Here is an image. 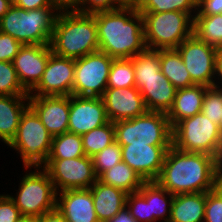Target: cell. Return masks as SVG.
<instances>
[{"label": "cell", "mask_w": 222, "mask_h": 222, "mask_svg": "<svg viewBox=\"0 0 222 222\" xmlns=\"http://www.w3.org/2000/svg\"><path fill=\"white\" fill-rule=\"evenodd\" d=\"M155 181L173 195L208 192L222 182V163L209 154L171 146Z\"/></svg>", "instance_id": "1"}, {"label": "cell", "mask_w": 222, "mask_h": 222, "mask_svg": "<svg viewBox=\"0 0 222 222\" xmlns=\"http://www.w3.org/2000/svg\"><path fill=\"white\" fill-rule=\"evenodd\" d=\"M99 51L114 59L132 58L147 49L143 17L139 11L116 9L93 14Z\"/></svg>", "instance_id": "2"}, {"label": "cell", "mask_w": 222, "mask_h": 222, "mask_svg": "<svg viewBox=\"0 0 222 222\" xmlns=\"http://www.w3.org/2000/svg\"><path fill=\"white\" fill-rule=\"evenodd\" d=\"M50 46L54 54L72 59L99 51L95 16L73 10H60Z\"/></svg>", "instance_id": "3"}, {"label": "cell", "mask_w": 222, "mask_h": 222, "mask_svg": "<svg viewBox=\"0 0 222 222\" xmlns=\"http://www.w3.org/2000/svg\"><path fill=\"white\" fill-rule=\"evenodd\" d=\"M59 11L58 7L25 10L13 4L0 19V32L22 45L50 44Z\"/></svg>", "instance_id": "4"}, {"label": "cell", "mask_w": 222, "mask_h": 222, "mask_svg": "<svg viewBox=\"0 0 222 222\" xmlns=\"http://www.w3.org/2000/svg\"><path fill=\"white\" fill-rule=\"evenodd\" d=\"M147 49H176L193 34V18L185 12H140Z\"/></svg>", "instance_id": "5"}, {"label": "cell", "mask_w": 222, "mask_h": 222, "mask_svg": "<svg viewBox=\"0 0 222 222\" xmlns=\"http://www.w3.org/2000/svg\"><path fill=\"white\" fill-rule=\"evenodd\" d=\"M172 146L186 152L206 153L222 163V134L219 125L202 112L172 127Z\"/></svg>", "instance_id": "6"}, {"label": "cell", "mask_w": 222, "mask_h": 222, "mask_svg": "<svg viewBox=\"0 0 222 222\" xmlns=\"http://www.w3.org/2000/svg\"><path fill=\"white\" fill-rule=\"evenodd\" d=\"M52 139L38 115L28 106L21 115L14 138L7 146L19 153L24 168H41L46 165Z\"/></svg>", "instance_id": "7"}, {"label": "cell", "mask_w": 222, "mask_h": 222, "mask_svg": "<svg viewBox=\"0 0 222 222\" xmlns=\"http://www.w3.org/2000/svg\"><path fill=\"white\" fill-rule=\"evenodd\" d=\"M115 141L123 145L172 146V127L167 114L147 111L133 119L114 123Z\"/></svg>", "instance_id": "8"}, {"label": "cell", "mask_w": 222, "mask_h": 222, "mask_svg": "<svg viewBox=\"0 0 222 222\" xmlns=\"http://www.w3.org/2000/svg\"><path fill=\"white\" fill-rule=\"evenodd\" d=\"M29 169V171H28ZM25 168L17 195H9L21 215L41 217L56 209L57 191L47 171L41 167ZM28 172V173H27Z\"/></svg>", "instance_id": "9"}, {"label": "cell", "mask_w": 222, "mask_h": 222, "mask_svg": "<svg viewBox=\"0 0 222 222\" xmlns=\"http://www.w3.org/2000/svg\"><path fill=\"white\" fill-rule=\"evenodd\" d=\"M114 58L97 51L75 59L72 95L102 97Z\"/></svg>", "instance_id": "10"}, {"label": "cell", "mask_w": 222, "mask_h": 222, "mask_svg": "<svg viewBox=\"0 0 222 222\" xmlns=\"http://www.w3.org/2000/svg\"><path fill=\"white\" fill-rule=\"evenodd\" d=\"M43 168L57 193L68 189H89L98 180L93 160L86 155L72 159H47Z\"/></svg>", "instance_id": "11"}, {"label": "cell", "mask_w": 222, "mask_h": 222, "mask_svg": "<svg viewBox=\"0 0 222 222\" xmlns=\"http://www.w3.org/2000/svg\"><path fill=\"white\" fill-rule=\"evenodd\" d=\"M176 49L195 85L214 86L217 48L192 34Z\"/></svg>", "instance_id": "12"}, {"label": "cell", "mask_w": 222, "mask_h": 222, "mask_svg": "<svg viewBox=\"0 0 222 222\" xmlns=\"http://www.w3.org/2000/svg\"><path fill=\"white\" fill-rule=\"evenodd\" d=\"M75 73V59L50 54L38 85L29 96H70Z\"/></svg>", "instance_id": "13"}, {"label": "cell", "mask_w": 222, "mask_h": 222, "mask_svg": "<svg viewBox=\"0 0 222 222\" xmlns=\"http://www.w3.org/2000/svg\"><path fill=\"white\" fill-rule=\"evenodd\" d=\"M108 122L101 97L70 95L68 132L83 135Z\"/></svg>", "instance_id": "14"}, {"label": "cell", "mask_w": 222, "mask_h": 222, "mask_svg": "<svg viewBox=\"0 0 222 222\" xmlns=\"http://www.w3.org/2000/svg\"><path fill=\"white\" fill-rule=\"evenodd\" d=\"M51 53L50 44L23 45L13 59L18 79L28 93L41 80Z\"/></svg>", "instance_id": "15"}, {"label": "cell", "mask_w": 222, "mask_h": 222, "mask_svg": "<svg viewBox=\"0 0 222 222\" xmlns=\"http://www.w3.org/2000/svg\"><path fill=\"white\" fill-rule=\"evenodd\" d=\"M101 98L105 105L106 115L113 123L133 119L148 111L136 87L106 88Z\"/></svg>", "instance_id": "16"}, {"label": "cell", "mask_w": 222, "mask_h": 222, "mask_svg": "<svg viewBox=\"0 0 222 222\" xmlns=\"http://www.w3.org/2000/svg\"><path fill=\"white\" fill-rule=\"evenodd\" d=\"M171 146L123 145L122 161L137 172L144 181H155Z\"/></svg>", "instance_id": "17"}, {"label": "cell", "mask_w": 222, "mask_h": 222, "mask_svg": "<svg viewBox=\"0 0 222 222\" xmlns=\"http://www.w3.org/2000/svg\"><path fill=\"white\" fill-rule=\"evenodd\" d=\"M29 106L53 137L68 132L70 96H29Z\"/></svg>", "instance_id": "18"}, {"label": "cell", "mask_w": 222, "mask_h": 222, "mask_svg": "<svg viewBox=\"0 0 222 222\" xmlns=\"http://www.w3.org/2000/svg\"><path fill=\"white\" fill-rule=\"evenodd\" d=\"M56 208L67 222H99L90 189H68L58 192Z\"/></svg>", "instance_id": "19"}, {"label": "cell", "mask_w": 222, "mask_h": 222, "mask_svg": "<svg viewBox=\"0 0 222 222\" xmlns=\"http://www.w3.org/2000/svg\"><path fill=\"white\" fill-rule=\"evenodd\" d=\"M135 87L140 91L148 111L169 112L177 89L161 70L150 79H135Z\"/></svg>", "instance_id": "20"}, {"label": "cell", "mask_w": 222, "mask_h": 222, "mask_svg": "<svg viewBox=\"0 0 222 222\" xmlns=\"http://www.w3.org/2000/svg\"><path fill=\"white\" fill-rule=\"evenodd\" d=\"M99 222H107L126 207L127 193L97 180L90 188Z\"/></svg>", "instance_id": "21"}, {"label": "cell", "mask_w": 222, "mask_h": 222, "mask_svg": "<svg viewBox=\"0 0 222 222\" xmlns=\"http://www.w3.org/2000/svg\"><path fill=\"white\" fill-rule=\"evenodd\" d=\"M29 106V95H0V140L8 145L14 138L22 113Z\"/></svg>", "instance_id": "22"}, {"label": "cell", "mask_w": 222, "mask_h": 222, "mask_svg": "<svg viewBox=\"0 0 222 222\" xmlns=\"http://www.w3.org/2000/svg\"><path fill=\"white\" fill-rule=\"evenodd\" d=\"M206 88L204 85H193L176 90L173 105L167 113L171 127L201 112Z\"/></svg>", "instance_id": "23"}, {"label": "cell", "mask_w": 222, "mask_h": 222, "mask_svg": "<svg viewBox=\"0 0 222 222\" xmlns=\"http://www.w3.org/2000/svg\"><path fill=\"white\" fill-rule=\"evenodd\" d=\"M206 192L174 195L168 222H204Z\"/></svg>", "instance_id": "24"}, {"label": "cell", "mask_w": 222, "mask_h": 222, "mask_svg": "<svg viewBox=\"0 0 222 222\" xmlns=\"http://www.w3.org/2000/svg\"><path fill=\"white\" fill-rule=\"evenodd\" d=\"M138 192L149 204L150 222H156L160 219L163 222L169 221L173 194L161 187L156 181H145Z\"/></svg>", "instance_id": "25"}, {"label": "cell", "mask_w": 222, "mask_h": 222, "mask_svg": "<svg viewBox=\"0 0 222 222\" xmlns=\"http://www.w3.org/2000/svg\"><path fill=\"white\" fill-rule=\"evenodd\" d=\"M160 70L176 89L195 85L177 49L159 50Z\"/></svg>", "instance_id": "26"}, {"label": "cell", "mask_w": 222, "mask_h": 222, "mask_svg": "<svg viewBox=\"0 0 222 222\" xmlns=\"http://www.w3.org/2000/svg\"><path fill=\"white\" fill-rule=\"evenodd\" d=\"M98 180L105 185L113 186L127 194L138 192L145 182L140 175L123 161L104 171Z\"/></svg>", "instance_id": "27"}, {"label": "cell", "mask_w": 222, "mask_h": 222, "mask_svg": "<svg viewBox=\"0 0 222 222\" xmlns=\"http://www.w3.org/2000/svg\"><path fill=\"white\" fill-rule=\"evenodd\" d=\"M193 34L208 45L222 47V14L195 15Z\"/></svg>", "instance_id": "28"}, {"label": "cell", "mask_w": 222, "mask_h": 222, "mask_svg": "<svg viewBox=\"0 0 222 222\" xmlns=\"http://www.w3.org/2000/svg\"><path fill=\"white\" fill-rule=\"evenodd\" d=\"M85 156L81 135L65 132L54 136L47 159H72Z\"/></svg>", "instance_id": "29"}, {"label": "cell", "mask_w": 222, "mask_h": 222, "mask_svg": "<svg viewBox=\"0 0 222 222\" xmlns=\"http://www.w3.org/2000/svg\"><path fill=\"white\" fill-rule=\"evenodd\" d=\"M81 138L85 155L92 158L115 141L114 123L109 121L103 126L81 135Z\"/></svg>", "instance_id": "30"}, {"label": "cell", "mask_w": 222, "mask_h": 222, "mask_svg": "<svg viewBox=\"0 0 222 222\" xmlns=\"http://www.w3.org/2000/svg\"><path fill=\"white\" fill-rule=\"evenodd\" d=\"M135 87L132 58L113 59L107 88Z\"/></svg>", "instance_id": "31"}, {"label": "cell", "mask_w": 222, "mask_h": 222, "mask_svg": "<svg viewBox=\"0 0 222 222\" xmlns=\"http://www.w3.org/2000/svg\"><path fill=\"white\" fill-rule=\"evenodd\" d=\"M181 11L192 18L197 13V0H144L139 12Z\"/></svg>", "instance_id": "32"}, {"label": "cell", "mask_w": 222, "mask_h": 222, "mask_svg": "<svg viewBox=\"0 0 222 222\" xmlns=\"http://www.w3.org/2000/svg\"><path fill=\"white\" fill-rule=\"evenodd\" d=\"M135 79H150L160 71L159 50L146 49L132 57Z\"/></svg>", "instance_id": "33"}, {"label": "cell", "mask_w": 222, "mask_h": 222, "mask_svg": "<svg viewBox=\"0 0 222 222\" xmlns=\"http://www.w3.org/2000/svg\"><path fill=\"white\" fill-rule=\"evenodd\" d=\"M0 95H29L22 87L12 62L0 61Z\"/></svg>", "instance_id": "34"}, {"label": "cell", "mask_w": 222, "mask_h": 222, "mask_svg": "<svg viewBox=\"0 0 222 222\" xmlns=\"http://www.w3.org/2000/svg\"><path fill=\"white\" fill-rule=\"evenodd\" d=\"M92 160L95 174L99 177L104 171L122 161L121 145L116 141L112 142L99 153L94 155Z\"/></svg>", "instance_id": "35"}, {"label": "cell", "mask_w": 222, "mask_h": 222, "mask_svg": "<svg viewBox=\"0 0 222 222\" xmlns=\"http://www.w3.org/2000/svg\"><path fill=\"white\" fill-rule=\"evenodd\" d=\"M201 112L210 121L219 124L222 114V88L215 86L206 88Z\"/></svg>", "instance_id": "36"}, {"label": "cell", "mask_w": 222, "mask_h": 222, "mask_svg": "<svg viewBox=\"0 0 222 222\" xmlns=\"http://www.w3.org/2000/svg\"><path fill=\"white\" fill-rule=\"evenodd\" d=\"M204 222H222V182L206 192Z\"/></svg>", "instance_id": "37"}, {"label": "cell", "mask_w": 222, "mask_h": 222, "mask_svg": "<svg viewBox=\"0 0 222 222\" xmlns=\"http://www.w3.org/2000/svg\"><path fill=\"white\" fill-rule=\"evenodd\" d=\"M126 208L138 222H150L149 204L139 192L127 194Z\"/></svg>", "instance_id": "38"}, {"label": "cell", "mask_w": 222, "mask_h": 222, "mask_svg": "<svg viewBox=\"0 0 222 222\" xmlns=\"http://www.w3.org/2000/svg\"><path fill=\"white\" fill-rule=\"evenodd\" d=\"M82 14H94L102 11L115 10L114 0H78V3L71 9Z\"/></svg>", "instance_id": "39"}, {"label": "cell", "mask_w": 222, "mask_h": 222, "mask_svg": "<svg viewBox=\"0 0 222 222\" xmlns=\"http://www.w3.org/2000/svg\"><path fill=\"white\" fill-rule=\"evenodd\" d=\"M22 46L12 36L0 32V61L12 62Z\"/></svg>", "instance_id": "40"}, {"label": "cell", "mask_w": 222, "mask_h": 222, "mask_svg": "<svg viewBox=\"0 0 222 222\" xmlns=\"http://www.w3.org/2000/svg\"><path fill=\"white\" fill-rule=\"evenodd\" d=\"M21 216L9 194H0V222H16Z\"/></svg>", "instance_id": "41"}, {"label": "cell", "mask_w": 222, "mask_h": 222, "mask_svg": "<svg viewBox=\"0 0 222 222\" xmlns=\"http://www.w3.org/2000/svg\"><path fill=\"white\" fill-rule=\"evenodd\" d=\"M222 14V0H197L195 15Z\"/></svg>", "instance_id": "42"}, {"label": "cell", "mask_w": 222, "mask_h": 222, "mask_svg": "<svg viewBox=\"0 0 222 222\" xmlns=\"http://www.w3.org/2000/svg\"><path fill=\"white\" fill-rule=\"evenodd\" d=\"M13 4L25 10H35L44 7H57L52 0H13Z\"/></svg>", "instance_id": "43"}, {"label": "cell", "mask_w": 222, "mask_h": 222, "mask_svg": "<svg viewBox=\"0 0 222 222\" xmlns=\"http://www.w3.org/2000/svg\"><path fill=\"white\" fill-rule=\"evenodd\" d=\"M215 75L216 76L214 77V86L222 88V47L217 48L216 63H215ZM218 83L219 84L221 83V84L219 85Z\"/></svg>", "instance_id": "44"}, {"label": "cell", "mask_w": 222, "mask_h": 222, "mask_svg": "<svg viewBox=\"0 0 222 222\" xmlns=\"http://www.w3.org/2000/svg\"><path fill=\"white\" fill-rule=\"evenodd\" d=\"M116 9H132L139 11L144 0H114Z\"/></svg>", "instance_id": "45"}, {"label": "cell", "mask_w": 222, "mask_h": 222, "mask_svg": "<svg viewBox=\"0 0 222 222\" xmlns=\"http://www.w3.org/2000/svg\"><path fill=\"white\" fill-rule=\"evenodd\" d=\"M40 218V222H67L65 217L58 211L54 209L50 212L44 213Z\"/></svg>", "instance_id": "46"}, {"label": "cell", "mask_w": 222, "mask_h": 222, "mask_svg": "<svg viewBox=\"0 0 222 222\" xmlns=\"http://www.w3.org/2000/svg\"><path fill=\"white\" fill-rule=\"evenodd\" d=\"M107 222H138L130 214L129 210L124 207L117 215Z\"/></svg>", "instance_id": "47"}, {"label": "cell", "mask_w": 222, "mask_h": 222, "mask_svg": "<svg viewBox=\"0 0 222 222\" xmlns=\"http://www.w3.org/2000/svg\"><path fill=\"white\" fill-rule=\"evenodd\" d=\"M52 1L60 10H71L78 3V0H52Z\"/></svg>", "instance_id": "48"}, {"label": "cell", "mask_w": 222, "mask_h": 222, "mask_svg": "<svg viewBox=\"0 0 222 222\" xmlns=\"http://www.w3.org/2000/svg\"><path fill=\"white\" fill-rule=\"evenodd\" d=\"M13 5V0H0V19L7 13Z\"/></svg>", "instance_id": "49"}, {"label": "cell", "mask_w": 222, "mask_h": 222, "mask_svg": "<svg viewBox=\"0 0 222 222\" xmlns=\"http://www.w3.org/2000/svg\"><path fill=\"white\" fill-rule=\"evenodd\" d=\"M16 222H40L39 217L21 215Z\"/></svg>", "instance_id": "50"}, {"label": "cell", "mask_w": 222, "mask_h": 222, "mask_svg": "<svg viewBox=\"0 0 222 222\" xmlns=\"http://www.w3.org/2000/svg\"><path fill=\"white\" fill-rule=\"evenodd\" d=\"M218 125H219L220 133L222 134V114H221L220 121H219Z\"/></svg>", "instance_id": "51"}]
</instances>
